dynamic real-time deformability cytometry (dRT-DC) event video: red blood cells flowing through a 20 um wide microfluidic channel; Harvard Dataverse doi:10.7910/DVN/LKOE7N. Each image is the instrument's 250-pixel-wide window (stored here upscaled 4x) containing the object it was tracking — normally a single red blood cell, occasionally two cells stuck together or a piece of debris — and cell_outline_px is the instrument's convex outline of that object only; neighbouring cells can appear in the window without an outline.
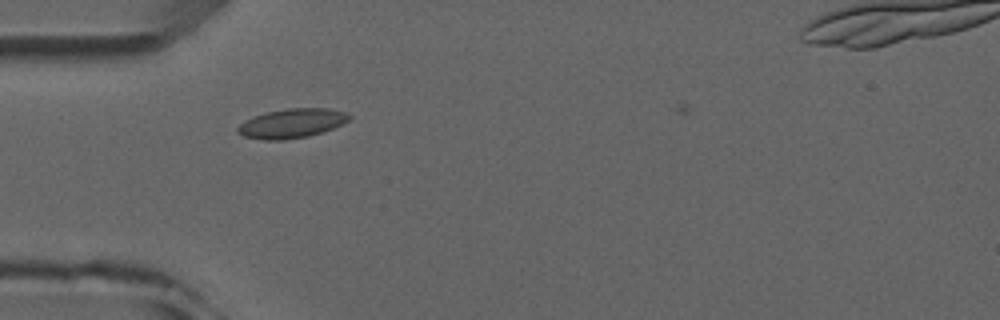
{"species": "common noctule bat (a hibernating species)", "species_latin": "Nyctalus noctula", "temperature_condition": "room temperature", "stored_images_in_passage": 2, "camera_frame_rate_fps": 3000, "um_per_image_px": 0.085, "animal": {"sex": "male", "forearm_length_mm": 52.5}, "frame": {"image": 1, "passage_image": 1, "time_ms": 0.0, "image_size_px": [1000, 320], "cell_outline_px": [[352, 116], [348, 120], [332, 128], [308, 136], [284, 140], [264, 140], [244, 136], [236, 132], [236, 128], [240, 124], [264, 112], [288, 108], [328, 108], [348, 112]], "centroid_in_image_um": [24.81, 10.48], "position_along_channel_um": 60.2, "area_um2": 18.9}}
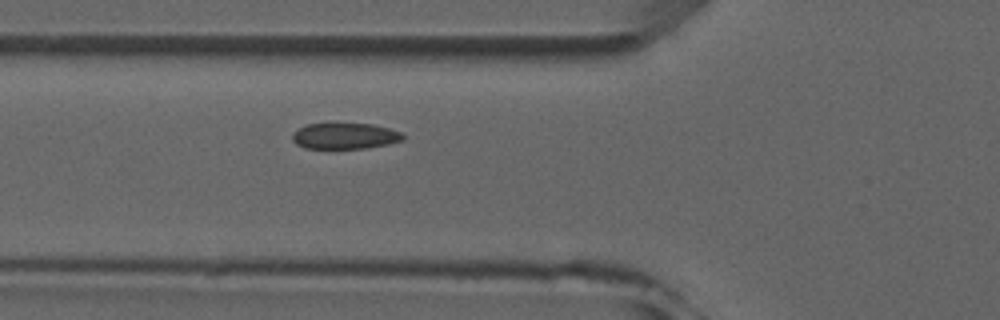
{"frame": {"image": 2, "passage_image": 2, "time_ms": 1.0, "image_size_px": [1000, 320], "cell_outline_px": [[404, 140], [388, 144], [368, 148], [304, 148], [296, 144], [292, 140], [292, 132], [308, 124], [328, 120], [372, 124], [388, 128], [400, 132], [404, 136]], "centroid_in_image_um": [29.27, 11.51], "position_along_channel_um": 96.5, "area_um2": 17.57}}